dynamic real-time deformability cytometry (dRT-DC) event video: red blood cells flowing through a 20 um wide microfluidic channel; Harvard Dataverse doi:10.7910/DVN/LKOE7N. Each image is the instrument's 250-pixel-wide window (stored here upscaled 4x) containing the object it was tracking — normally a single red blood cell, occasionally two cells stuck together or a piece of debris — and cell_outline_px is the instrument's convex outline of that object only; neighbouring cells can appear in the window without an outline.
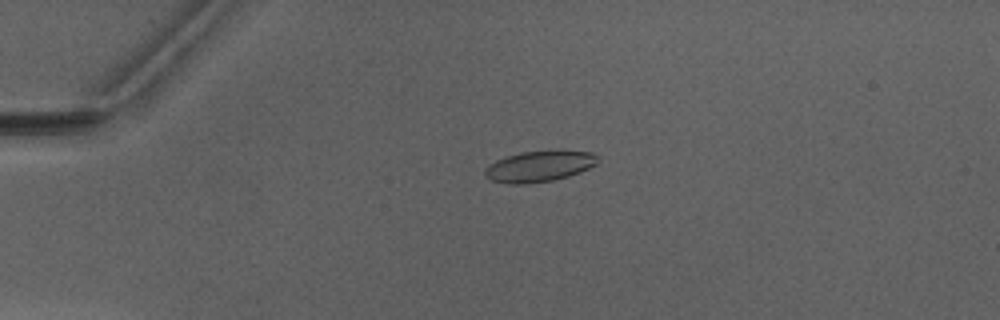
{"species": "Egyptian fruit bat (a non-hibernating species)", "species_latin": "Rousettus aegyptiacus", "temperature_condition": "warm", "stored_images_in_passage": 3, "camera_frame_rate_fps": 3000, "um_per_image_px": 0.085, "animal": {"sex": "male"}, "frame": {"image": 1, "passage_image": 2, "time_ms": 1.0, "image_size_px": [1000, 320], "cell_outline_px": [[600, 156], [596, 164], [580, 172], [568, 176], [552, 180], [528, 184], [508, 184], [492, 180], [484, 172], [496, 160], [520, 152], [592, 152]], "centroid_in_image_um": [45.87, 14.16], "position_along_channel_um": 39.1, "area_um2": 19.65}}